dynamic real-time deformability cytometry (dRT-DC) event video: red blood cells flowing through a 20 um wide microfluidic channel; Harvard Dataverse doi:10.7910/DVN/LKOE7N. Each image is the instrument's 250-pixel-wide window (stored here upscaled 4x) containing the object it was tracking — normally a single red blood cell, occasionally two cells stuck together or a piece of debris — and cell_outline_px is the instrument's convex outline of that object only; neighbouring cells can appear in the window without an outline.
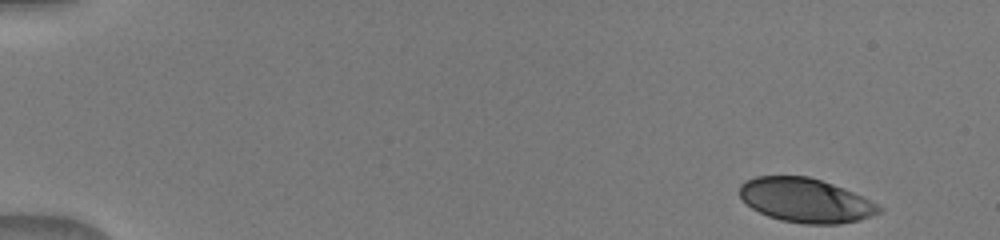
{"species": "human", "species_latin": "Homo sapiens", "temperature_condition": "warm", "stored_images_in_passage": 47, "camera_frame_rate_fps": 3000, "um_per_image_px": 0.085, "donor": {"sex": "male"}, "frame": {"image": 1, "passage_image": 1, "time_ms": 0.0, "image_size_px": [1000, 240], "cell_outline_px": [[884, 208], [880, 212], [872, 216], [860, 220], [840, 224], [804, 224], [780, 220], [768, 216], [752, 208], [740, 196], [740, 184], [744, 180], [756, 176], [808, 176], [844, 188]], "centroid_in_image_um": [68.46, 17.03], "position_along_channel_um": 16.5, "area_um2": 35.72}}
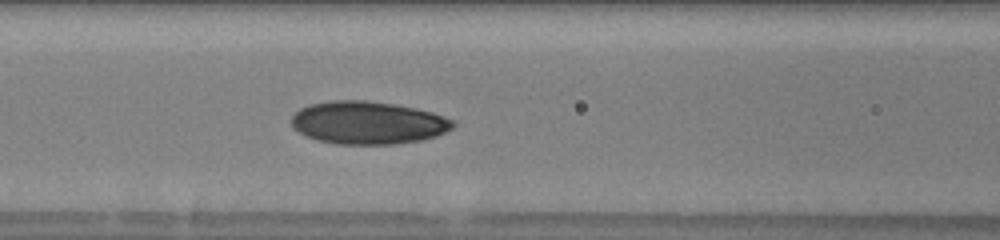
{"frame": {"image": 2, "passage_image": 20, "time_ms": 6.333, "image_size_px": [1000, 240], "cell_outline_px": [[456, 124], [452, 128], [436, 136], [420, 140], [396, 144], [336, 144], [316, 140], [304, 136], [292, 128], [292, 116], [300, 108], [308, 104], [332, 100], [364, 100], [392, 104], [416, 108], [432, 112], [444, 116], [452, 120]], "centroid_in_image_um": [31.23, 10.43], "position_along_channel_um": 135.4, "area_um2": 40.46}}
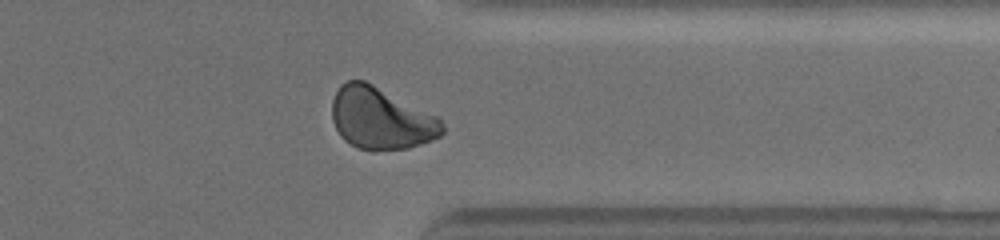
{"frame": {"image": 3, "passage_image": 38, "time_ms": 12.333, "image_size_px": [1000, 240], "cell_outline_px": [[444, 132], [440, 136], [432, 140], [408, 148], [372, 152], [356, 148], [344, 140], [340, 136], [332, 120], [332, 100], [340, 84], [348, 80], [364, 80], [440, 116], [444, 124]], "centroid_in_image_um": [32.4, 10.08], "position_along_channel_um": 379.0, "area_um2": 40.46}}